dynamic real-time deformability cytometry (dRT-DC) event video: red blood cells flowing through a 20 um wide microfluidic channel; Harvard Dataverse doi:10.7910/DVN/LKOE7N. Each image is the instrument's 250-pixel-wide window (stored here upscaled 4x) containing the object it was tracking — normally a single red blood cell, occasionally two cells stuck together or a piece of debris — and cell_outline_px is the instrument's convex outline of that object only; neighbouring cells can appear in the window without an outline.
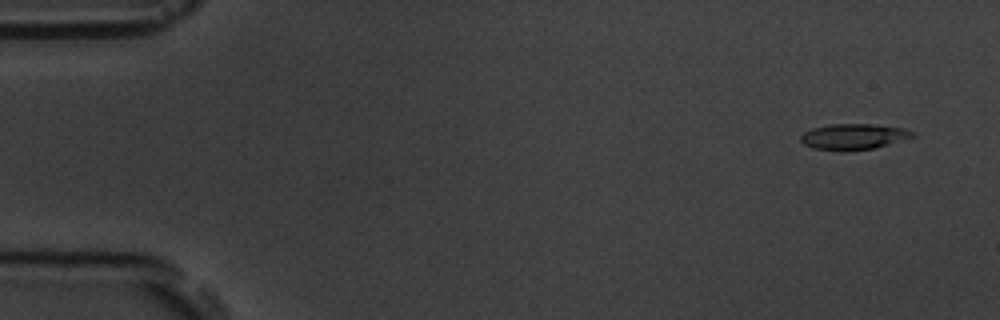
{"species": "common noctule bat (a hibernating species)", "species_latin": "Nyctalus noctula", "temperature_condition": "room temperature", "stored_images_in_passage": 54, "camera_frame_rate_fps": 3000, "um_per_image_px": 0.085, "animal": {"sex": "male", "body_mass_g": 19.5, "forearm_length_mm": 54.6}, "frame": {"image": 1, "passage_image": 4, "time_ms": 1.0, "image_size_px": [1000, 320], "cell_outline_px": [[916, 136], [888, 144], [872, 148], [840, 152], [812, 148], [804, 144], [800, 140], [800, 136], [804, 132], [812, 128], [828, 124], [872, 124], [904, 128], [916, 132]], "centroid_in_image_um": [72.53, 11.62], "position_along_channel_um": 12.5, "area_um2": 16.99}}
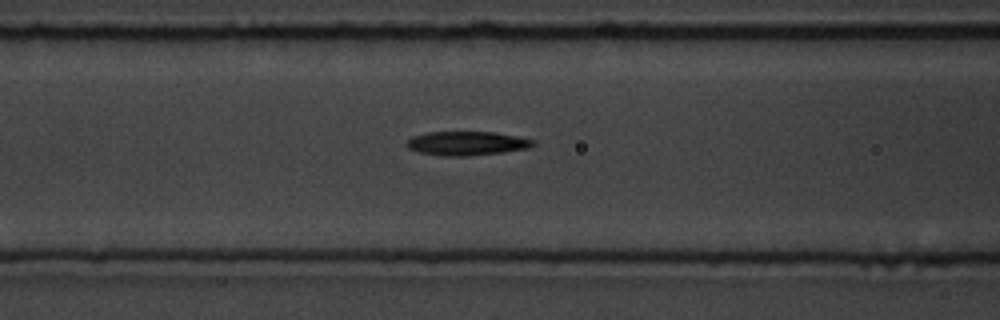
{"frame": {"image": 2, "passage_image": 24, "time_ms": 7.667, "image_size_px": [1000, 320], "cell_outline_px": [[536, 144], [528, 148], [500, 152], [468, 156], [444, 156], [420, 152], [408, 148], [404, 144], [412, 136], [428, 132], [492, 132], [516, 136], [536, 140]], "centroid_in_image_um": [39.66, 12.18], "position_along_channel_um": 126.9, "area_um2": 17.57}}
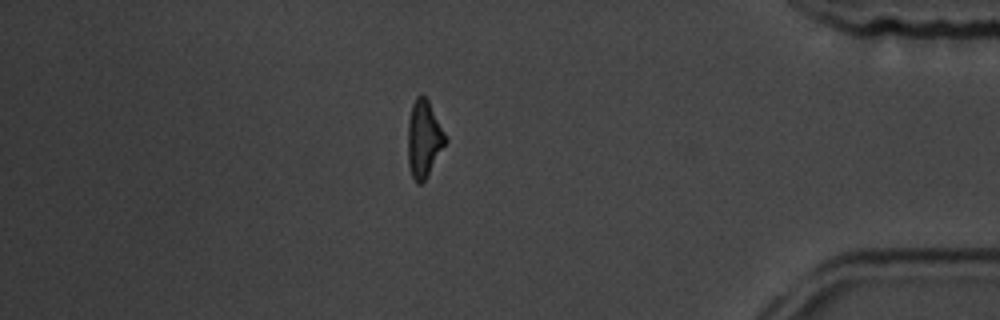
{"frame": {"image": 3, "passage_image": 50, "time_ms": 16.333, "image_size_px": [1000, 320], "cell_outline_px": [[448, 140], [428, 176], [420, 184], [416, 184], [412, 176], [408, 164], [408, 120], [412, 104], [416, 96], [420, 92], [428, 100]], "centroid_in_image_um": [36.02, 11.81], "position_along_channel_um": 399.2, "area_um2": 16.94}}